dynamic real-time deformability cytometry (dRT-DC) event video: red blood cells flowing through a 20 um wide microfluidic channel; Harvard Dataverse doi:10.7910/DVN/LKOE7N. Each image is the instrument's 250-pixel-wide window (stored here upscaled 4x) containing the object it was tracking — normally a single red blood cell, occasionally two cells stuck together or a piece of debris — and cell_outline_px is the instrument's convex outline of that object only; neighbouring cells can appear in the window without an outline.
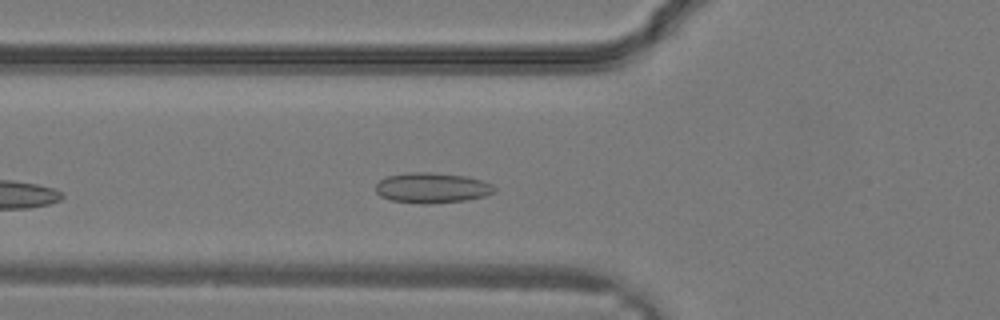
{"species": "common noctule bat (a hibernating species)", "species_latin": "Nyctalus noctula", "temperature_condition": "warm", "stored_images_in_passage": 28, "camera_frame_rate_fps": 3000, "um_per_image_px": 0.085, "animal": {"sex": "male", "body_mass_g": 19.2, "forearm_length_mm": 51.8}, "frame": {"image": 1, "passage_image": 9, "time_ms": 2.667, "image_size_px": [1000, 320], "cell_outline_px": [[496, 192], [484, 196], [464, 200], [428, 204], [420, 204], [392, 200], [380, 196], [376, 192], [376, 184], [380, 180], [388, 176], [408, 172], [432, 172], [468, 176], [484, 180], [492, 184], [496, 188]], "centroid_in_image_um": [36.75, 15.96], "position_along_channel_um": 89.1, "area_um2": 21.15}}
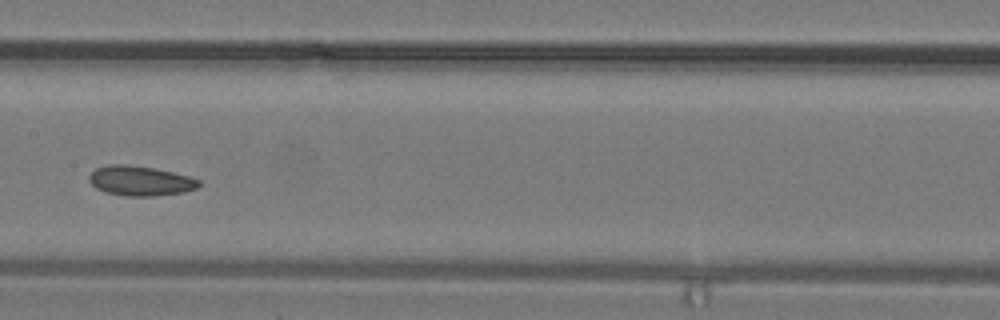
{"frame": {"image": 2, "passage_image": 14, "time_ms": 4.333, "image_size_px": [1000, 320], "cell_outline_px": [[200, 184], [196, 188], [184, 192], [152, 196], [128, 196], [108, 192], [96, 188], [88, 180], [88, 176], [96, 168], [108, 164], [128, 164], [152, 168], [192, 176], [200, 180]], "centroid_in_image_um": [11.93, 15.36], "position_along_channel_um": 195.5, "area_um2": 19.02}}
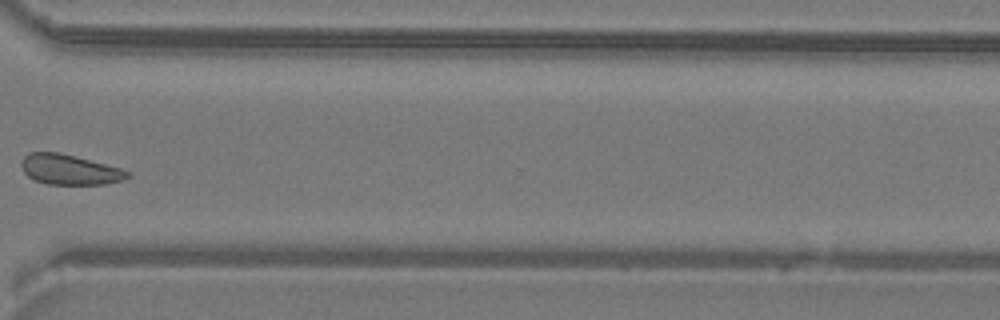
{"frame": {"image": 3, "passage_image": 22, "time_ms": 7.0, "image_size_px": [1000, 320], "cell_outline_px": [[128, 176], [124, 180], [104, 184], [48, 184], [36, 180], [28, 176], [24, 172], [20, 164], [24, 156], [28, 152], [60, 152], [76, 156], [120, 168], [128, 172]], "centroid_in_image_um": [5.88, 14.4], "position_along_channel_um": 364.7, "area_um2": 18.5}}